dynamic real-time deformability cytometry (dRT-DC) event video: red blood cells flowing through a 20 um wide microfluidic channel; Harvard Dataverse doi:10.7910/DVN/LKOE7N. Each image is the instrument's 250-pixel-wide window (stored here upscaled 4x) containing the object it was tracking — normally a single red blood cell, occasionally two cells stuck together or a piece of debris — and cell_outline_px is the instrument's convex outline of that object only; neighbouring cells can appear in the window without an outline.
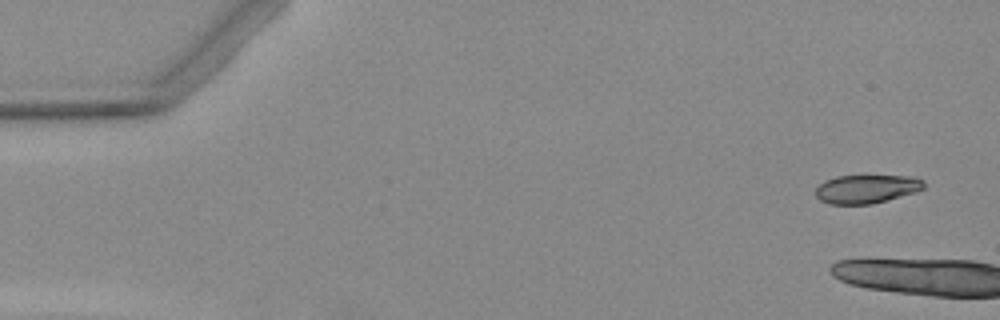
{"species": "Egyptian fruit bat (a non-hibernating species)", "species_latin": "Rousettus aegyptiacus", "temperature_condition": "warm", "stored_images_in_passage": 6, "camera_frame_rate_fps": 3000, "um_per_image_px": 0.085, "animal": {"sex": "female"}, "frame": {"image": 1, "passage_image": 1, "time_ms": 0.0, "image_size_px": [1000, 320], "cell_outline_px": [[924, 188], [916, 192], [872, 204], [828, 204], [820, 200], [816, 196], [816, 188], [824, 180], [836, 176], [916, 176], [924, 180]], "centroid_in_image_um": [73.66, 16.06], "position_along_channel_um": 11.3, "area_um2": 18.09}}